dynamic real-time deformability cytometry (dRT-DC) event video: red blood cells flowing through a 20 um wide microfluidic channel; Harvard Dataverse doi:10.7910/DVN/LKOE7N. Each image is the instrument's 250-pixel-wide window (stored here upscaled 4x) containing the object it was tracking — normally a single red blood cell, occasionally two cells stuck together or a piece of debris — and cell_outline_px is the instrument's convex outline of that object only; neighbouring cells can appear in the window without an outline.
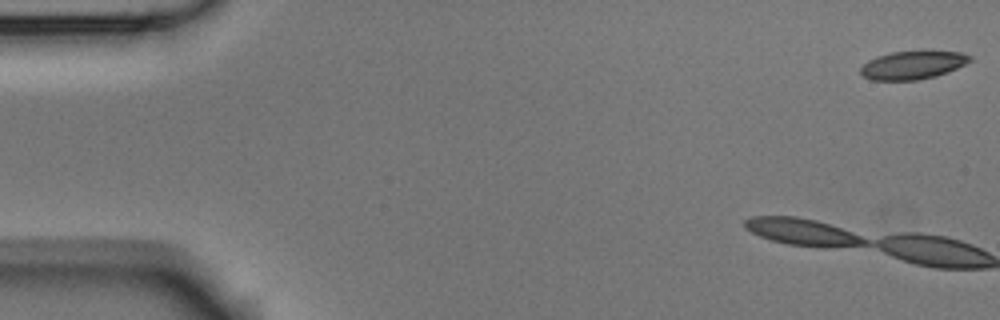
{"species": "Egyptian fruit bat (a non-hibernating species)", "species_latin": "Rousettus aegyptiacus", "temperature_condition": "room temperature", "stored_images_in_passage": 6, "camera_frame_rate_fps": 3000, "um_per_image_px": 0.085, "animal": {"sex": "male"}, "frame": {"image": 1, "passage_image": 1, "time_ms": 0.0, "image_size_px": [1000, 320], "cell_outline_px": [[972, 60], [948, 72], [936, 76], [920, 80], [872, 80], [864, 76], [860, 72], [860, 68], [868, 60], [876, 56], [892, 52], [924, 48], [960, 52], [972, 56]], "centroid_in_image_um": [77.62, 5.48], "position_along_channel_um": 7.4, "area_um2": 18.73}}
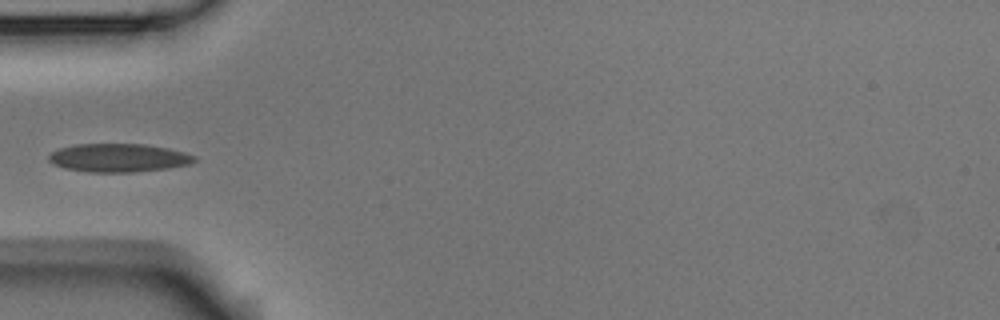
{"frame": {"image": 2, "passage_image": 6, "time_ms": 1.667, "image_size_px": [1000, 320], "cell_outline_px": [[196, 160], [188, 164], [168, 168], [132, 172], [88, 172], [64, 168], [48, 160], [48, 156], [52, 152], [60, 148], [76, 144], [144, 144], [168, 148], [184, 152], [196, 156]], "centroid_in_image_um": [10.08, 13.41], "position_along_channel_um": 74.9, "area_um2": 23.93}}